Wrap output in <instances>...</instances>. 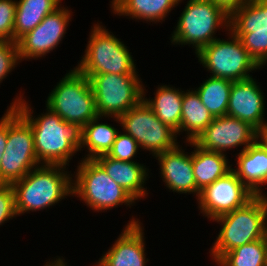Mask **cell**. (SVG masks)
<instances>
[{"label":"cell","instance_id":"6da1fadb","mask_svg":"<svg viewBox=\"0 0 267 266\" xmlns=\"http://www.w3.org/2000/svg\"><path fill=\"white\" fill-rule=\"evenodd\" d=\"M24 94L19 91L7 107H13L32 128L38 162L70 167L73 156L81 149V128L65 122L48 107L35 115L34 107Z\"/></svg>","mask_w":267,"mask_h":266},{"label":"cell","instance_id":"7a4b0ae2","mask_svg":"<svg viewBox=\"0 0 267 266\" xmlns=\"http://www.w3.org/2000/svg\"><path fill=\"white\" fill-rule=\"evenodd\" d=\"M64 165L40 164L12 184L17 216L48 211L72 197V171Z\"/></svg>","mask_w":267,"mask_h":266},{"label":"cell","instance_id":"3957f363","mask_svg":"<svg viewBox=\"0 0 267 266\" xmlns=\"http://www.w3.org/2000/svg\"><path fill=\"white\" fill-rule=\"evenodd\" d=\"M212 222L221 226L209 249V257L216 263L234 248L267 237V195H255L244 206Z\"/></svg>","mask_w":267,"mask_h":266},{"label":"cell","instance_id":"277c9868","mask_svg":"<svg viewBox=\"0 0 267 266\" xmlns=\"http://www.w3.org/2000/svg\"><path fill=\"white\" fill-rule=\"evenodd\" d=\"M94 21L88 43L75 68L88 79L96 74L140 75L129 47L100 21ZM103 24V25H102Z\"/></svg>","mask_w":267,"mask_h":266},{"label":"cell","instance_id":"5b68a950","mask_svg":"<svg viewBox=\"0 0 267 266\" xmlns=\"http://www.w3.org/2000/svg\"><path fill=\"white\" fill-rule=\"evenodd\" d=\"M72 173V197L79 198L93 213H104L120 205L129 207L138 203L114 182L95 159H81Z\"/></svg>","mask_w":267,"mask_h":266},{"label":"cell","instance_id":"8992f818","mask_svg":"<svg viewBox=\"0 0 267 266\" xmlns=\"http://www.w3.org/2000/svg\"><path fill=\"white\" fill-rule=\"evenodd\" d=\"M185 3L169 40L176 47L194 48L196 54L218 38V31L229 30L230 16L211 0H187Z\"/></svg>","mask_w":267,"mask_h":266},{"label":"cell","instance_id":"52a82bcc","mask_svg":"<svg viewBox=\"0 0 267 266\" xmlns=\"http://www.w3.org/2000/svg\"><path fill=\"white\" fill-rule=\"evenodd\" d=\"M49 92L45 107L81 129L98 116L89 79L73 65Z\"/></svg>","mask_w":267,"mask_h":266},{"label":"cell","instance_id":"ba28073f","mask_svg":"<svg viewBox=\"0 0 267 266\" xmlns=\"http://www.w3.org/2000/svg\"><path fill=\"white\" fill-rule=\"evenodd\" d=\"M224 34L228 38L219 37L195 54L199 64L210 73L209 76L236 82L262 70L230 29Z\"/></svg>","mask_w":267,"mask_h":266},{"label":"cell","instance_id":"9c48e42d","mask_svg":"<svg viewBox=\"0 0 267 266\" xmlns=\"http://www.w3.org/2000/svg\"><path fill=\"white\" fill-rule=\"evenodd\" d=\"M89 81L98 116L119 118L143 100L140 75L96 74Z\"/></svg>","mask_w":267,"mask_h":266},{"label":"cell","instance_id":"30bf717a","mask_svg":"<svg viewBox=\"0 0 267 266\" xmlns=\"http://www.w3.org/2000/svg\"><path fill=\"white\" fill-rule=\"evenodd\" d=\"M38 165L32 128L13 107H9V131L0 165V184L12 185Z\"/></svg>","mask_w":267,"mask_h":266},{"label":"cell","instance_id":"8fae6325","mask_svg":"<svg viewBox=\"0 0 267 266\" xmlns=\"http://www.w3.org/2000/svg\"><path fill=\"white\" fill-rule=\"evenodd\" d=\"M119 121L121 130L138 143L141 151L149 152L153 158L180 143L177 133L162 123L143 100L122 114Z\"/></svg>","mask_w":267,"mask_h":266},{"label":"cell","instance_id":"7c38bea8","mask_svg":"<svg viewBox=\"0 0 267 266\" xmlns=\"http://www.w3.org/2000/svg\"><path fill=\"white\" fill-rule=\"evenodd\" d=\"M71 10L62 4L17 41L20 62L43 59L60 47L74 16Z\"/></svg>","mask_w":267,"mask_h":266},{"label":"cell","instance_id":"4fadbf2b","mask_svg":"<svg viewBox=\"0 0 267 266\" xmlns=\"http://www.w3.org/2000/svg\"><path fill=\"white\" fill-rule=\"evenodd\" d=\"M255 195L233 170L200 191L196 200L199 215L208 221L244 206Z\"/></svg>","mask_w":267,"mask_h":266},{"label":"cell","instance_id":"5bb4252c","mask_svg":"<svg viewBox=\"0 0 267 266\" xmlns=\"http://www.w3.org/2000/svg\"><path fill=\"white\" fill-rule=\"evenodd\" d=\"M257 139L258 131L249 123L225 115L214 118L193 142L202 149L228 155L234 148L244 151Z\"/></svg>","mask_w":267,"mask_h":266},{"label":"cell","instance_id":"9a60e30c","mask_svg":"<svg viewBox=\"0 0 267 266\" xmlns=\"http://www.w3.org/2000/svg\"><path fill=\"white\" fill-rule=\"evenodd\" d=\"M145 226L135 215L93 266H147Z\"/></svg>","mask_w":267,"mask_h":266},{"label":"cell","instance_id":"2e32d148","mask_svg":"<svg viewBox=\"0 0 267 266\" xmlns=\"http://www.w3.org/2000/svg\"><path fill=\"white\" fill-rule=\"evenodd\" d=\"M260 82L253 76L233 82L227 115L249 123L258 132L267 128L266 99Z\"/></svg>","mask_w":267,"mask_h":266},{"label":"cell","instance_id":"e0dca14e","mask_svg":"<svg viewBox=\"0 0 267 266\" xmlns=\"http://www.w3.org/2000/svg\"><path fill=\"white\" fill-rule=\"evenodd\" d=\"M154 159L157 160L160 180L163 181L167 191L185 196L192 194L197 200L200 191L194 179L192 151L187 152V149L179 143L173 149L155 156Z\"/></svg>","mask_w":267,"mask_h":266},{"label":"cell","instance_id":"ac0fdd59","mask_svg":"<svg viewBox=\"0 0 267 266\" xmlns=\"http://www.w3.org/2000/svg\"><path fill=\"white\" fill-rule=\"evenodd\" d=\"M95 160L103 167L107 175L130 194L137 202L148 198L146 181L151 177V169L137 161H121L100 155ZM146 186V187H145Z\"/></svg>","mask_w":267,"mask_h":266},{"label":"cell","instance_id":"d6986e66","mask_svg":"<svg viewBox=\"0 0 267 266\" xmlns=\"http://www.w3.org/2000/svg\"><path fill=\"white\" fill-rule=\"evenodd\" d=\"M234 155L237 158L232 170L236 176L254 195H267L264 190L267 187V149L264 145L257 139L244 151Z\"/></svg>","mask_w":267,"mask_h":266},{"label":"cell","instance_id":"ffe728a7","mask_svg":"<svg viewBox=\"0 0 267 266\" xmlns=\"http://www.w3.org/2000/svg\"><path fill=\"white\" fill-rule=\"evenodd\" d=\"M184 3L183 0H111L110 11L115 16L128 17L134 21L147 24L161 23L170 15L172 10Z\"/></svg>","mask_w":267,"mask_h":266},{"label":"cell","instance_id":"44dd1931","mask_svg":"<svg viewBox=\"0 0 267 266\" xmlns=\"http://www.w3.org/2000/svg\"><path fill=\"white\" fill-rule=\"evenodd\" d=\"M146 85L143 86V101L153 110L156 117L165 125L173 129L179 137L181 124L183 88L161 83L155 88L153 98L147 97ZM183 89V90H182Z\"/></svg>","mask_w":267,"mask_h":266},{"label":"cell","instance_id":"7402d4cb","mask_svg":"<svg viewBox=\"0 0 267 266\" xmlns=\"http://www.w3.org/2000/svg\"><path fill=\"white\" fill-rule=\"evenodd\" d=\"M113 119V120H111ZM104 120H111L118 125L105 123ZM104 121V122H102ZM113 125V126H112ZM121 129L120 121L118 117H103L97 116L92 119L81 129V151L85 150L87 154L83 155L81 159H95L100 155L108 154L112 149L113 143L117 137V134Z\"/></svg>","mask_w":267,"mask_h":266},{"label":"cell","instance_id":"603a6c76","mask_svg":"<svg viewBox=\"0 0 267 266\" xmlns=\"http://www.w3.org/2000/svg\"><path fill=\"white\" fill-rule=\"evenodd\" d=\"M191 146L192 164L196 187L199 191L214 183L232 170L228 155L202 149L193 141L183 142Z\"/></svg>","mask_w":267,"mask_h":266},{"label":"cell","instance_id":"cb8c5ba5","mask_svg":"<svg viewBox=\"0 0 267 266\" xmlns=\"http://www.w3.org/2000/svg\"><path fill=\"white\" fill-rule=\"evenodd\" d=\"M213 120L214 117L202 104L197 92L193 88L185 90L182 99L179 136L185 135L181 139H184V142L194 141Z\"/></svg>","mask_w":267,"mask_h":266},{"label":"cell","instance_id":"d4e9b609","mask_svg":"<svg viewBox=\"0 0 267 266\" xmlns=\"http://www.w3.org/2000/svg\"><path fill=\"white\" fill-rule=\"evenodd\" d=\"M62 0H16L14 42L36 28L43 19L54 12Z\"/></svg>","mask_w":267,"mask_h":266},{"label":"cell","instance_id":"484cf974","mask_svg":"<svg viewBox=\"0 0 267 266\" xmlns=\"http://www.w3.org/2000/svg\"><path fill=\"white\" fill-rule=\"evenodd\" d=\"M199 84V87H194V90L212 116L216 118L227 115L233 81L207 76V79Z\"/></svg>","mask_w":267,"mask_h":266},{"label":"cell","instance_id":"4316f807","mask_svg":"<svg viewBox=\"0 0 267 266\" xmlns=\"http://www.w3.org/2000/svg\"><path fill=\"white\" fill-rule=\"evenodd\" d=\"M233 33H253L267 29V0H249L230 16Z\"/></svg>","mask_w":267,"mask_h":266},{"label":"cell","instance_id":"83f0119b","mask_svg":"<svg viewBox=\"0 0 267 266\" xmlns=\"http://www.w3.org/2000/svg\"><path fill=\"white\" fill-rule=\"evenodd\" d=\"M218 266H267V237L238 246L225 253Z\"/></svg>","mask_w":267,"mask_h":266},{"label":"cell","instance_id":"f1b7e54d","mask_svg":"<svg viewBox=\"0 0 267 266\" xmlns=\"http://www.w3.org/2000/svg\"><path fill=\"white\" fill-rule=\"evenodd\" d=\"M234 34L241 40L255 62L261 68H265L267 65V29L253 30V33Z\"/></svg>","mask_w":267,"mask_h":266},{"label":"cell","instance_id":"f546056e","mask_svg":"<svg viewBox=\"0 0 267 266\" xmlns=\"http://www.w3.org/2000/svg\"><path fill=\"white\" fill-rule=\"evenodd\" d=\"M140 149L138 143L130 135L120 131L107 155L116 160L137 161L135 158L139 151L141 152Z\"/></svg>","mask_w":267,"mask_h":266},{"label":"cell","instance_id":"4dcf8cb0","mask_svg":"<svg viewBox=\"0 0 267 266\" xmlns=\"http://www.w3.org/2000/svg\"><path fill=\"white\" fill-rule=\"evenodd\" d=\"M20 63L17 42L0 41V85Z\"/></svg>","mask_w":267,"mask_h":266},{"label":"cell","instance_id":"1f68e13d","mask_svg":"<svg viewBox=\"0 0 267 266\" xmlns=\"http://www.w3.org/2000/svg\"><path fill=\"white\" fill-rule=\"evenodd\" d=\"M16 0H0V41L14 42Z\"/></svg>","mask_w":267,"mask_h":266},{"label":"cell","instance_id":"d6a6232c","mask_svg":"<svg viewBox=\"0 0 267 266\" xmlns=\"http://www.w3.org/2000/svg\"><path fill=\"white\" fill-rule=\"evenodd\" d=\"M16 217L14 189L12 185L0 184V226Z\"/></svg>","mask_w":267,"mask_h":266},{"label":"cell","instance_id":"836d02e7","mask_svg":"<svg viewBox=\"0 0 267 266\" xmlns=\"http://www.w3.org/2000/svg\"><path fill=\"white\" fill-rule=\"evenodd\" d=\"M9 131V107L0 118V165L2 161V155L5 152L7 138Z\"/></svg>","mask_w":267,"mask_h":266},{"label":"cell","instance_id":"e575fe53","mask_svg":"<svg viewBox=\"0 0 267 266\" xmlns=\"http://www.w3.org/2000/svg\"><path fill=\"white\" fill-rule=\"evenodd\" d=\"M217 7L221 8L228 16L240 9L249 0H211Z\"/></svg>","mask_w":267,"mask_h":266},{"label":"cell","instance_id":"d590c367","mask_svg":"<svg viewBox=\"0 0 267 266\" xmlns=\"http://www.w3.org/2000/svg\"><path fill=\"white\" fill-rule=\"evenodd\" d=\"M48 260H46L47 262L44 263L43 266H69V265H67L69 263V261H67L63 256H61V257L55 256L53 259H51V260L48 259Z\"/></svg>","mask_w":267,"mask_h":266},{"label":"cell","instance_id":"8d00e7d4","mask_svg":"<svg viewBox=\"0 0 267 266\" xmlns=\"http://www.w3.org/2000/svg\"><path fill=\"white\" fill-rule=\"evenodd\" d=\"M258 140L264 145L267 149V128L258 132Z\"/></svg>","mask_w":267,"mask_h":266}]
</instances>
